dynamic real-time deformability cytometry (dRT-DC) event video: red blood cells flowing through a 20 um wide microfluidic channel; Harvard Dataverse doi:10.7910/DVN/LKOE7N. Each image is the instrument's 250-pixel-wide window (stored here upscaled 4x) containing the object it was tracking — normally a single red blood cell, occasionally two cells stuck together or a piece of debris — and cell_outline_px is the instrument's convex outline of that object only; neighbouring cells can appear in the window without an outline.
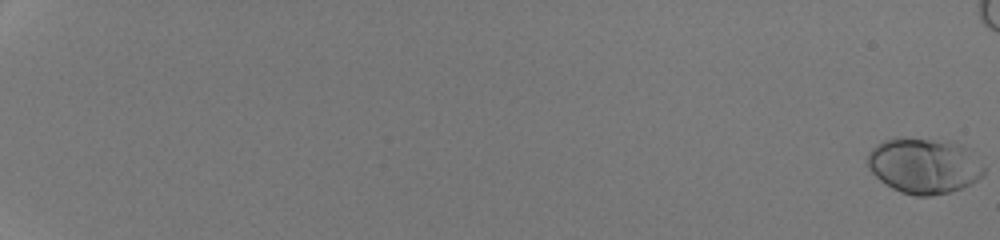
{"species": "human", "species_latin": "Homo sapiens", "temperature_condition": "room temperature", "stored_images_in_passage": 51, "camera_frame_rate_fps": 3000, "um_per_image_px": 0.085, "donor": {"sex": "male"}, "frame": {"image": 1, "passage_image": 1, "time_ms": 0.0, "image_size_px": [1000, 240], "cell_outline_px": [[984, 176], [952, 192], [928, 196], [916, 196], [900, 192], [892, 188], [880, 180], [872, 172], [868, 164], [868, 152], [876, 144], [884, 140], [900, 136], [904, 136], [952, 140], [960, 144], [984, 168]], "centroid_in_image_um": [78.5, 14.06], "position_along_channel_um": 6.5, "area_um2": 37.8}}
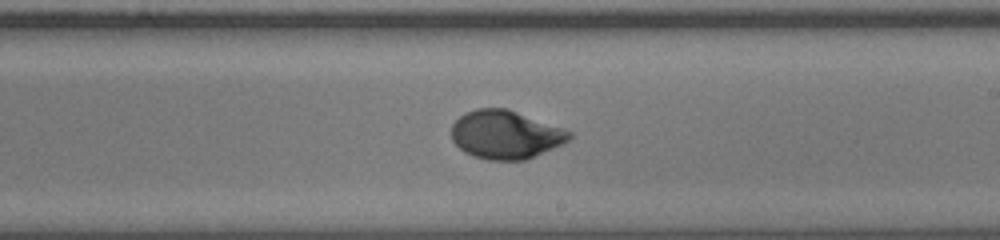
{"frame": {"image": 2, "passage_image": 37, "time_ms": 12.0, "image_size_px": [1000, 240], "cell_outline_px": [[572, 136], [568, 140], [552, 148], [524, 160], [488, 160], [472, 156], [464, 152], [452, 140], [452, 124], [464, 112], [476, 108], [508, 108], [572, 132]], "centroid_in_image_um": [42.92, 11.43], "position_along_channel_um": 246.1, "area_um2": 33.0}}
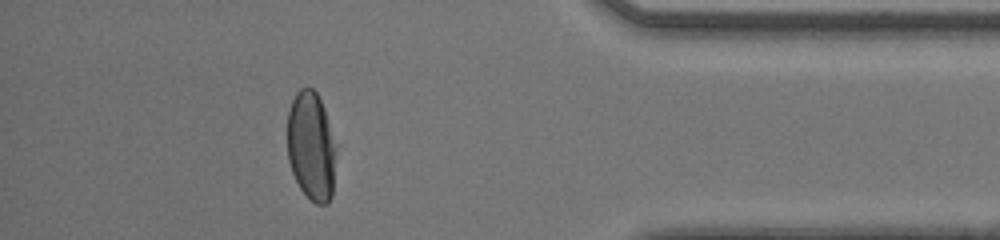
{"frame": {"image": 3, "passage_image": 50, "time_ms": 16.333, "image_size_px": [1000, 240], "cell_outline_px": [[336, 148], [332, 196], [328, 204], [316, 204], [300, 188], [292, 172], [288, 160], [288, 112], [292, 100], [296, 92], [300, 88], [312, 88], [316, 92], [324, 108], [336, 144]], "centroid_in_image_um": [26.46, 12.43], "position_along_channel_um": 408.7, "area_um2": 30.92}}